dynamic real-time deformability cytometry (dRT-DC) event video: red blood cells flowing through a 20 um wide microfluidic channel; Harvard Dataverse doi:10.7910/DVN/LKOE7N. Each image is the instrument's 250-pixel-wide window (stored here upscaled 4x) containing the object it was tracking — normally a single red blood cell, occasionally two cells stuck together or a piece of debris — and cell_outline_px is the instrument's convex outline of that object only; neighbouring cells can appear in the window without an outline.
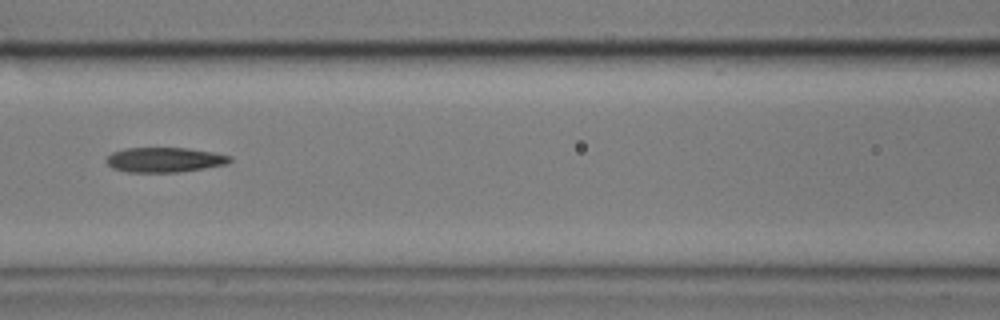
{"species": "common noctule bat (a hibernating species)", "species_latin": "Nyctalus noctula", "temperature_condition": "cold", "stored_images_in_passage": 13, "camera_frame_rate_fps": 3000, "um_per_image_px": 0.085, "animal": {"sex": "male", "body_mass_g": 17.9}, "frame": {"image": 1, "passage_image": 6, "time_ms": 1.667, "image_size_px": [1000, 320], "cell_outline_px": [[232, 160], [228, 164], [180, 172], [128, 172], [112, 168], [104, 160], [112, 152], [124, 148], [188, 148], [212, 152], [232, 156]], "centroid_in_image_um": [13.98, 13.58], "position_along_channel_um": 152.6, "area_um2": 17.98}}
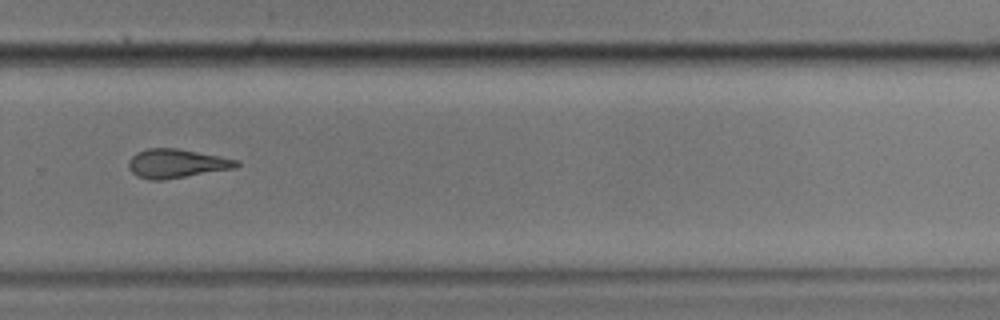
{"frame": {"image": 2, "passage_image": 10, "time_ms": 3.0, "image_size_px": [1000, 320], "cell_outline_px": [[240, 164], [236, 168], [164, 180], [148, 180], [136, 176], [128, 168], [128, 160], [136, 152], [148, 148], [176, 148], [220, 156], [240, 160]], "centroid_in_image_um": [14.99, 13.9], "position_along_channel_um": 314.8, "area_um2": 18.38}}